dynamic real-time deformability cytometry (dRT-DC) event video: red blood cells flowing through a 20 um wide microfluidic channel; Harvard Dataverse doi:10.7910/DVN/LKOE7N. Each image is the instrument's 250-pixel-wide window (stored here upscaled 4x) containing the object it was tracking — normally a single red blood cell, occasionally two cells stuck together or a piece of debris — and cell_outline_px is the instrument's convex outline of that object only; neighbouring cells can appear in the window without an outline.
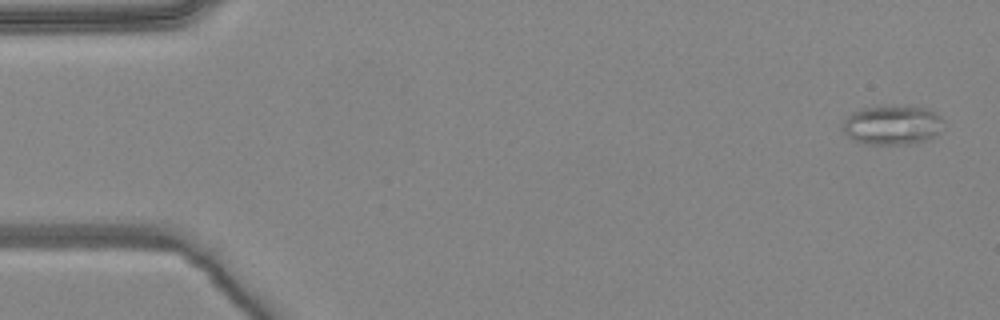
{"species": "common noctule bat (a hibernating species)", "species_latin": "Nyctalus noctula", "temperature_condition": "warm", "stored_images_in_passage": 5, "camera_frame_rate_fps": 3000, "um_per_image_px": 0.085, "animal": {"sex": "female", "body_mass_g": 24.6, "forearm_length_mm": 56.2}, "frame": {"image": 1, "passage_image": 1, "time_ms": 0.0, "image_size_px": [1000, 320], "cell_outline_px": [[944, 120], [940, 132], [936, 136], [928, 140], [912, 144], [864, 144], [852, 140], [844, 132], [844, 120], [852, 112], [864, 108], [928, 108], [936, 112]], "centroid_in_image_um": [75.89, 10.68], "position_along_channel_um": 9.1, "area_um2": 22.77}}
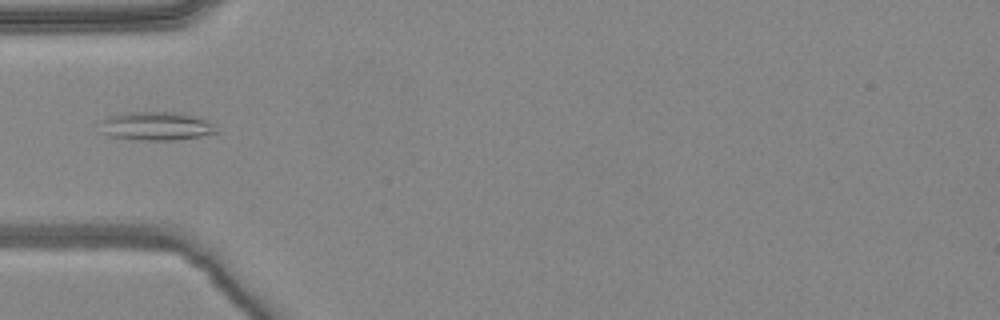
{"frame": {"image": 2, "passage_image": 5, "time_ms": 1.333, "image_size_px": [1000, 320], "cell_outline_px": [[216, 132], [200, 136], [172, 140], [136, 140], [112, 136], [104, 132], [100, 120], [108, 116], [124, 112], [180, 112], [196, 116], [208, 120], [212, 124]], "centroid_in_image_um": [13.26, 10.7], "position_along_channel_um": 71.7, "area_um2": 19.19}}